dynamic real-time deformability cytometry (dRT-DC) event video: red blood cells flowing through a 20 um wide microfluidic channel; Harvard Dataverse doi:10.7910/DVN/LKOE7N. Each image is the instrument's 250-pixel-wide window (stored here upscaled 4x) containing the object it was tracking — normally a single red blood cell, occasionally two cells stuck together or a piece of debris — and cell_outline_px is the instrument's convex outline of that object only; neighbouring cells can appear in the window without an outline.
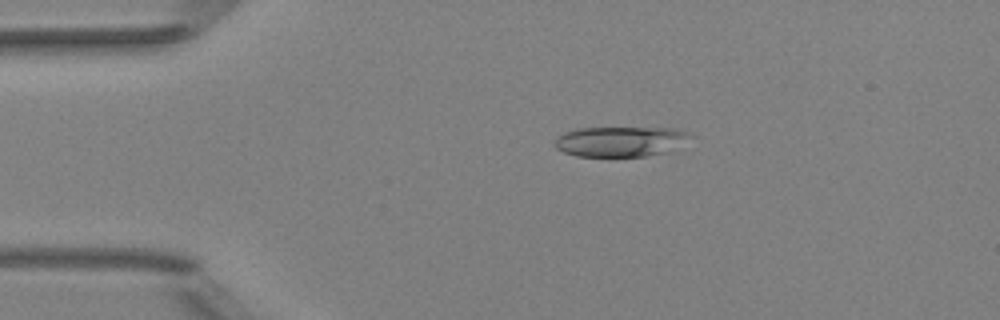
{"species": "Egyptian fruit bat (a non-hibernating species)", "species_latin": "Rousettus aegyptiacus", "temperature_condition": "room temperature", "stored_images_in_passage": 50, "camera_frame_rate_fps": 3000, "um_per_image_px": 0.085, "animal": {"sex": "female"}, "frame": {"image": 1, "passage_image": 10, "time_ms": 3.0, "image_size_px": [1000, 320], "cell_outline_px": [[696, 136], [664, 152], [644, 156], [576, 156], [564, 152], [556, 148], [556, 136], [564, 132], [576, 128], [672, 128], [688, 132]], "centroid_in_image_um": [52.71, 12.01], "position_along_channel_um": 32.3, "area_um2": 23.64}}
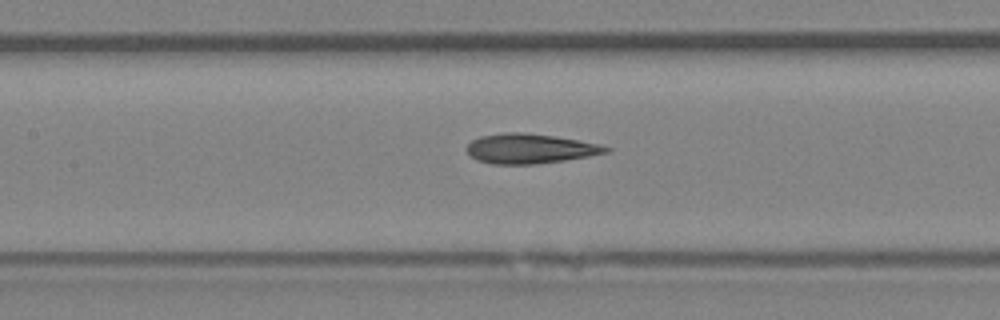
{"frame": {"image": 2, "passage_image": 23, "time_ms": 7.333, "image_size_px": [1000, 320], "cell_outline_px": [[612, 148], [608, 152], [588, 156], [564, 160], [536, 164], [492, 164], [476, 160], [468, 152], [468, 144], [472, 140], [480, 136], [504, 132], [520, 132], [556, 136], [600, 144]], "centroid_in_image_um": [45.05, 12.63], "position_along_channel_um": 162.4, "area_um2": 24.04}}
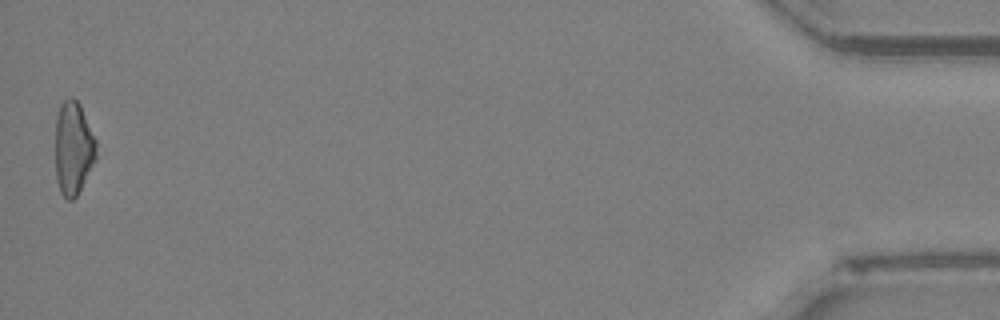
{"frame": {"image": 3, "passage_image": 50, "time_ms": 16.333, "image_size_px": [1000, 320], "cell_outline_px": [[96, 160], [76, 196], [72, 200], [68, 200], [60, 192], [56, 180], [56, 116], [60, 104], [68, 96], [72, 96], [80, 104], [96, 140]], "centroid_in_image_um": [6.23, 12.57], "position_along_channel_um": 429.0, "area_um2": 22.31}, "authors_computed_cell_mechanics": {"area_um2": 24.1026, "velocity_mm_per_s": 4.0411, "shape_relaxation_time_tau1_ms": 4.6433, "shape_relaxation_time_tau2_ms": 4.0644, "deformation_change_tau1": 0.1415, "deformation_change_tau2": 0.1563}}